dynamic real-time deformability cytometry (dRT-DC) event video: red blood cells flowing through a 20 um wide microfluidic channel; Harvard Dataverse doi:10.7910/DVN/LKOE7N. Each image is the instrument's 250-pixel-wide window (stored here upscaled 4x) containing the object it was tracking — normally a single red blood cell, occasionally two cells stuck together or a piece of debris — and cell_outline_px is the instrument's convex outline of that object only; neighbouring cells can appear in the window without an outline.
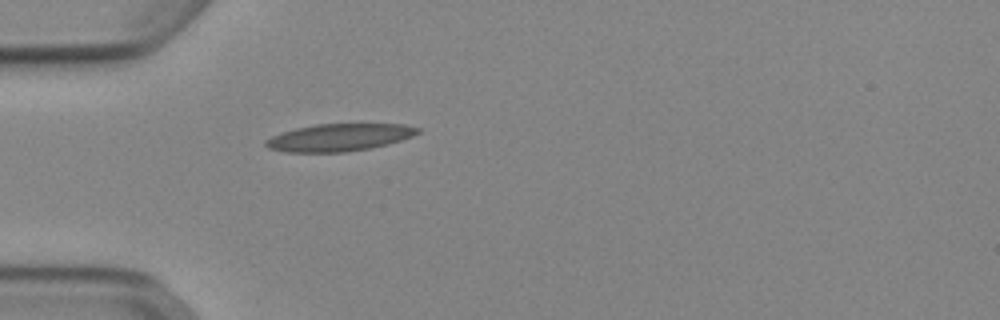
{"species": "Egyptian fruit bat (a non-hibernating species)", "species_latin": "Rousettus aegyptiacus", "temperature_condition": "cold", "stored_images_in_passage": 37, "camera_frame_rate_fps": 3000, "um_per_image_px": 0.085, "animal": {"sex": "female"}, "frame": {"image": 1, "passage_image": 1, "time_ms": 0.0, "image_size_px": [1000, 320], "cell_outline_px": [[420, 132], [412, 136], [388, 144], [372, 148], [348, 152], [284, 152], [268, 148], [264, 144], [264, 140], [280, 132], [296, 128], [316, 124], [404, 124], [420, 128]], "centroid_in_image_um": [28.81, 11.68], "position_along_channel_um": 56.2, "area_um2": 24.39}}
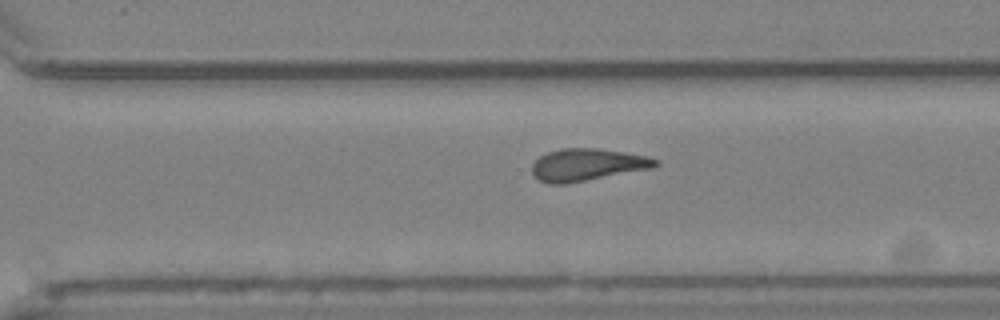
{"frame": {"image": 2, "passage_image": 22, "time_ms": 7.0, "image_size_px": [1000, 320], "cell_outline_px": [[660, 164], [652, 168], [564, 184], [548, 184], [540, 180], [532, 172], [532, 164], [540, 156], [548, 152], [560, 148], [596, 148], [648, 156], [660, 160]], "centroid_in_image_um": [49.92, 13.99], "position_along_channel_um": 320.7, "area_um2": 23.0}}
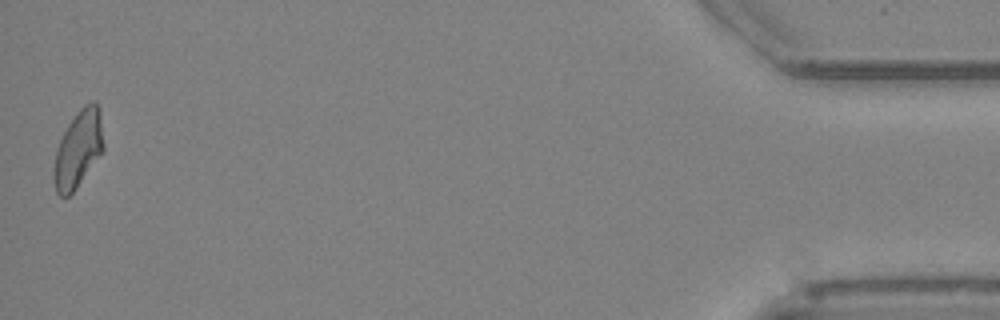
{"frame": {"image": 3, "passage_image": 37, "time_ms": 12.0, "image_size_px": [1000, 320], "cell_outline_px": [[104, 148], [76, 188], [68, 196], [60, 196], [56, 192], [52, 176], [52, 168], [56, 148], [68, 124], [76, 112], [84, 104], [92, 100], [100, 108], [104, 144]], "centroid_in_image_um": [6.62, 12.65], "position_along_channel_um": 428.6, "area_um2": 22.37}, "authors_computed_cell_mechanics": {"area_um2": 22.6576, "velocity_mm_per_s": 3.886, "shape_relaxation_time_tau1_ms": null, "shape_relaxation_time_tau2_ms": 5.7754, "deformation_change_tau1": null, "deformation_change_tau2": 0.1617}}